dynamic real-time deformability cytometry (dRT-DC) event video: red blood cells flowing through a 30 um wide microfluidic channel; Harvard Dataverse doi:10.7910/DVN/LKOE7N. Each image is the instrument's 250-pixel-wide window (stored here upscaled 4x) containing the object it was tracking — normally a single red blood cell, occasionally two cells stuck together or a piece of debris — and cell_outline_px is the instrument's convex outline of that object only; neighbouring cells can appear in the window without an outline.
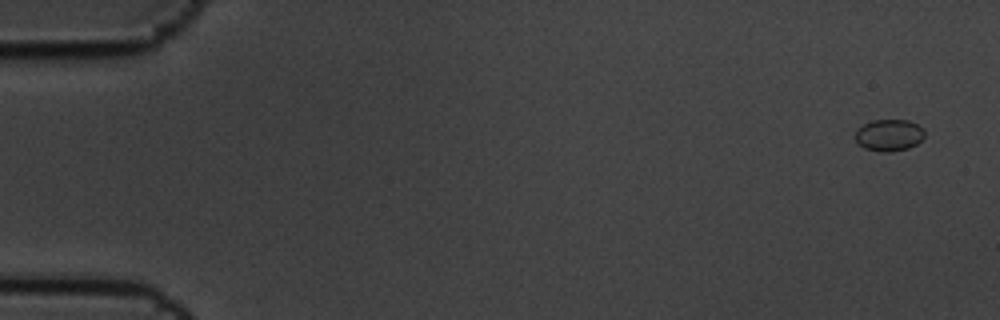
{"species": "common noctule bat (a hibernating species)", "species_latin": "Nyctalus noctula", "temperature_condition": "cold", "stored_images_in_passage": 8, "camera_frame_rate_fps": 3000, "um_per_image_px": 0.085, "animal": {"sex": "male", "body_mass_g": 19.5, "forearm_length_mm": 54.6}, "frame": {"image": 1, "passage_image": 1, "time_ms": 0.0, "image_size_px": [1000, 320], "cell_outline_px": [[924, 136], [916, 144], [908, 148], [888, 152], [880, 152], [864, 148], [856, 140], [856, 132], [864, 124], [872, 120], [908, 120], [924, 128]], "centroid_in_image_um": [75.59, 11.49], "position_along_channel_um": 9.4, "area_um2": 12.66}}
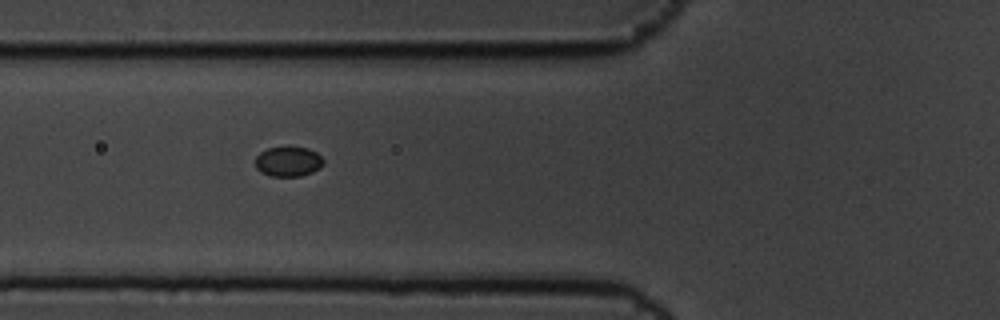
{"frame": {"image": 2, "passage_image": 6, "time_ms": 1.667, "image_size_px": [1000, 320], "cell_outline_px": [[324, 164], [320, 168], [312, 172], [300, 176], [272, 176], [260, 172], [256, 168], [256, 156], [260, 152], [268, 148], [308, 148], [316, 152], [324, 160]], "centroid_in_image_um": [24.51, 13.75], "position_along_channel_um": 101.3, "area_um2": 11.73}}
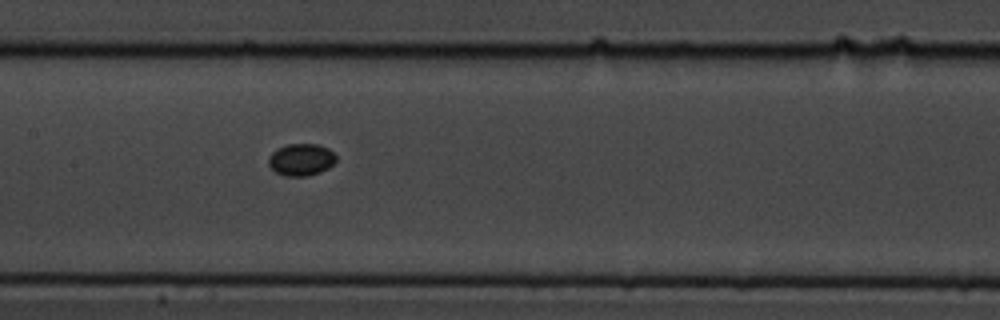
{"frame": {"image": 3, "passage_image": 8, "time_ms": 2.333, "image_size_px": [1000, 320], "cell_outline_px": [[336, 160], [328, 168], [320, 172], [304, 176], [284, 176], [276, 172], [268, 164], [268, 156], [276, 148], [288, 144], [320, 144], [328, 148], [336, 156]], "centroid_in_image_um": [25.58, 13.55], "position_along_channel_um": 181.8, "area_um2": 12.66}}